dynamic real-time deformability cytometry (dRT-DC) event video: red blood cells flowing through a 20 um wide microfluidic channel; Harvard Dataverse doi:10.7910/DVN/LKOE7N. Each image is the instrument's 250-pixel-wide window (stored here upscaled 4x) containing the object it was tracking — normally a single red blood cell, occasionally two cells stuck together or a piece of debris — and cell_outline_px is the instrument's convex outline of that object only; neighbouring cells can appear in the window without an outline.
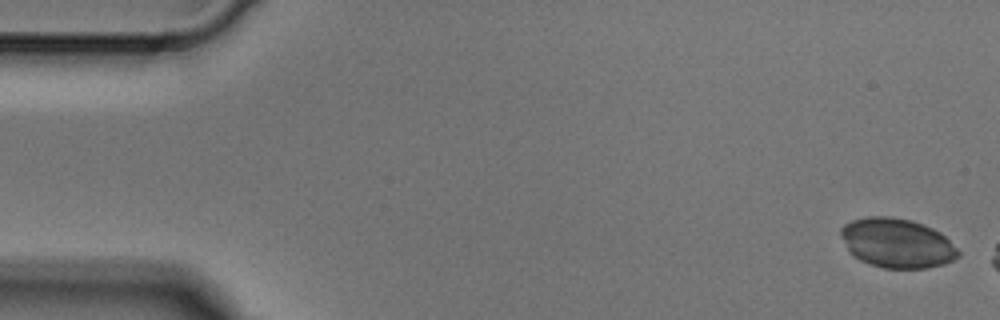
{"species": "Egyptian fruit bat (a non-hibernating species)", "species_latin": "Rousettus aegyptiacus", "temperature_condition": "cold", "stored_images_in_passage": 3, "camera_frame_rate_fps": 3000, "um_per_image_px": 0.085, "animal": {"sex": "male"}, "frame": {"image": 1, "passage_image": 1, "time_ms": 0.0, "image_size_px": [1000, 320], "cell_outline_px": [[960, 256], [944, 264], [928, 268], [884, 268], [868, 264], [852, 256], [848, 252], [840, 236], [840, 228], [844, 224], [852, 220], [868, 216], [892, 216], [912, 220], [924, 224], [940, 232], [960, 252]], "centroid_in_image_um": [76.2, 20.66], "position_along_channel_um": 8.8, "area_um2": 34.16}}